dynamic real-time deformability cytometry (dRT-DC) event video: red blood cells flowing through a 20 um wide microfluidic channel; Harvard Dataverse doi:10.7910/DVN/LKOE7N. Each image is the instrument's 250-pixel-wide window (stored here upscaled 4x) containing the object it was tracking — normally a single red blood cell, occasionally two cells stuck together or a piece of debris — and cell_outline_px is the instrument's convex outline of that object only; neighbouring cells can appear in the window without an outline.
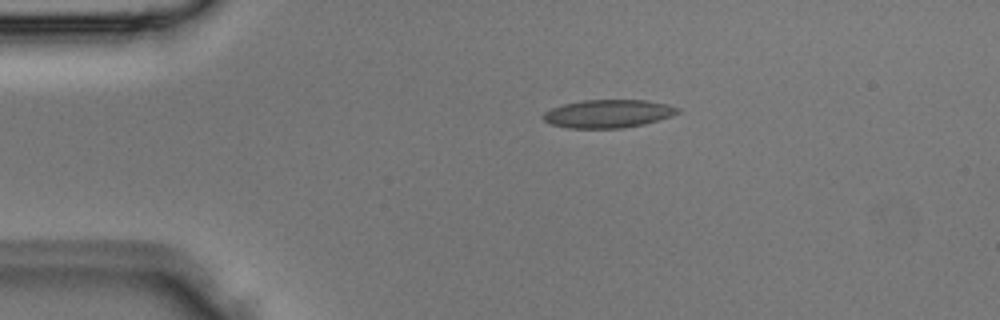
{"species": "Egyptian fruit bat (a non-hibernating species)", "species_latin": "Rousettus aegyptiacus", "temperature_condition": "room temperature", "stored_images_in_passage": 5, "segment_of_instrument_passage": [1, 2], "camera_frame_rate_fps": 3000, "um_per_image_px": 0.085, "animal": {"sex": "male"}, "frame": {"image": 1, "passage_image": 3, "time_ms": 0.667, "image_size_px": [1000, 320], "cell_outline_px": [[680, 112], [672, 116], [644, 124], [624, 128], [568, 128], [552, 124], [544, 120], [544, 112], [552, 108], [564, 104], [584, 100], [648, 100], [668, 104], [680, 108]], "centroid_in_image_um": [51.74, 9.66], "position_along_channel_um": 33.3, "area_um2": 22.02}}